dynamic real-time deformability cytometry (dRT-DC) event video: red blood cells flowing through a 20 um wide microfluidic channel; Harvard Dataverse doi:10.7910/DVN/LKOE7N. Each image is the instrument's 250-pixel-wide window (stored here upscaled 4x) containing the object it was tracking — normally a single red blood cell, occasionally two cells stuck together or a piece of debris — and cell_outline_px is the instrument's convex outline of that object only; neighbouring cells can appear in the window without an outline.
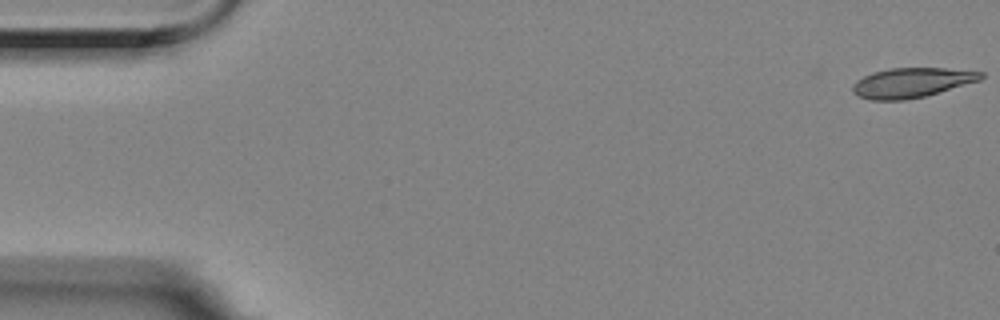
{"species": "Egyptian fruit bat (a non-hibernating species)", "species_latin": "Rousettus aegyptiacus", "temperature_condition": "room temperature", "stored_images_in_passage": 8, "camera_frame_rate_fps": 3000, "um_per_image_px": 0.085, "animal": {"sex": "female"}, "frame": {"image": 1, "passage_image": 1, "time_ms": 0.0, "image_size_px": [1000, 320], "cell_outline_px": [[984, 76], [980, 80], [924, 96], [904, 100], [872, 100], [856, 96], [852, 92], [852, 84], [856, 80], [872, 72], [888, 68], [944, 68], [984, 72]], "centroid_in_image_um": [77.43, 7.02], "position_along_channel_um": 7.6, "area_um2": 22.2}}
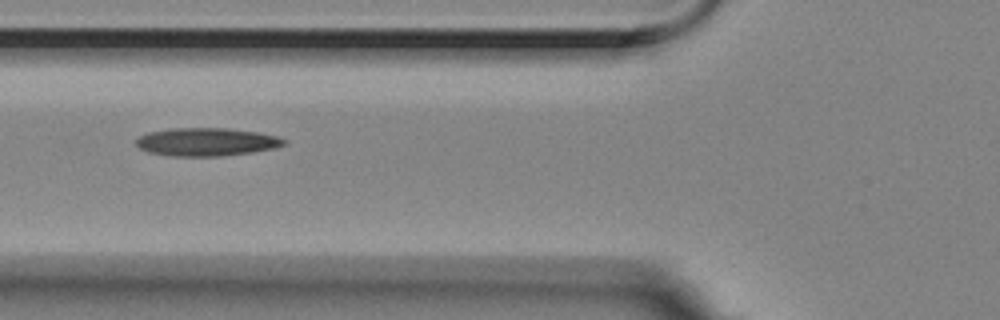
{"frame": {"image": 2, "passage_image": 6, "time_ms": 1.667, "image_size_px": [1000, 320], "cell_outline_px": [[288, 144], [276, 148], [252, 152], [220, 156], [172, 156], [148, 152], [140, 148], [136, 144], [136, 140], [140, 136], [148, 132], [168, 128], [228, 128], [260, 132], [276, 136], [288, 140]], "centroid_in_image_um": [17.6, 12.05], "position_along_channel_um": 108.2, "area_um2": 24.45}}
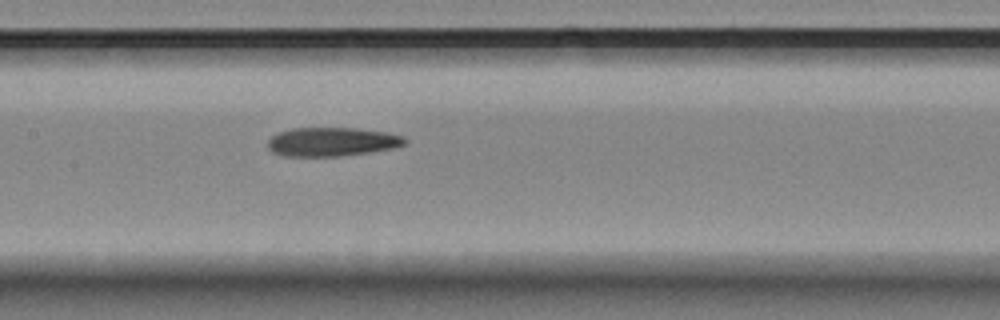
{"frame": {"image": 3, "passage_image": 8, "time_ms": 2.333, "image_size_px": [1000, 320], "cell_outline_px": [[408, 144], [396, 148], [372, 152], [340, 156], [284, 156], [272, 152], [268, 148], [268, 140], [272, 136], [280, 132], [292, 128], [356, 128], [388, 132], [404, 136], [408, 140]], "centroid_in_image_um": [28.29, 12.05], "position_along_channel_um": 179.1, "area_um2": 23.35}}